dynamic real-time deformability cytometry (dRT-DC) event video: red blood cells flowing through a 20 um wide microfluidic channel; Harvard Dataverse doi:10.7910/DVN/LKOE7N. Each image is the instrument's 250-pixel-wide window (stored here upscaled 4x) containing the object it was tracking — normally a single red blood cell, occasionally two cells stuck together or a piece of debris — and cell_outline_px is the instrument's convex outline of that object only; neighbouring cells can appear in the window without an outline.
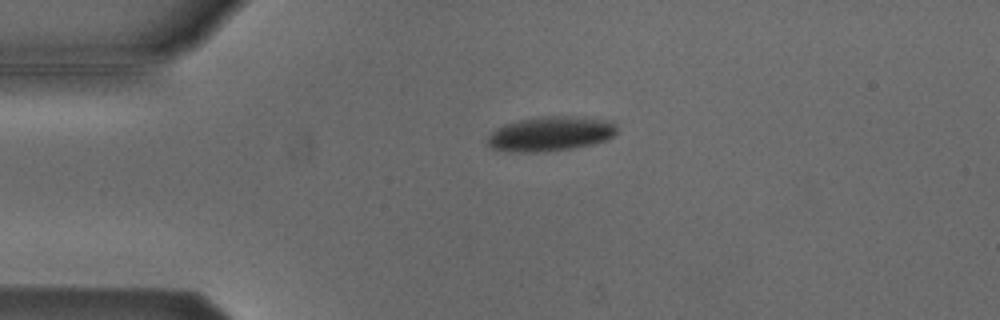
{"species": "Egyptian fruit bat (a non-hibernating species)", "species_latin": "Rousettus aegyptiacus", "temperature_condition": "cold", "stored_images_in_passage": 5, "camera_frame_rate_fps": 3000, "um_per_image_px": 0.085, "animal": {"sex": "male"}, "frame": {"image": 1, "passage_image": 3, "time_ms": 0.667, "image_size_px": [1000, 320], "cell_outline_px": [[616, 132], [612, 136], [604, 140], [572, 148], [536, 152], [512, 152], [492, 148], [488, 144], [488, 136], [496, 128], [504, 124], [520, 120], [540, 116], [576, 116], [612, 120], [616, 124]], "centroid_in_image_um": [46.78, 11.35], "position_along_channel_um": 38.2, "area_um2": 25.95}}
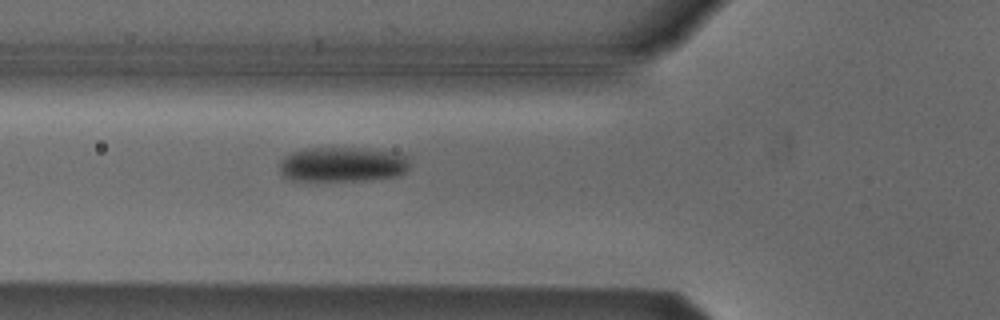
{"frame": {"image": 2, "passage_image": 5, "time_ms": 1.333, "image_size_px": [1000, 320], "cell_outline_px": [[412, 164], [400, 176], [372, 180], [292, 180], [284, 176], [280, 172], [280, 160], [284, 156], [292, 152], [308, 148], [364, 148], [392, 152], [408, 156]], "centroid_in_image_um": [29.16, 13.97], "position_along_channel_um": 96.6, "area_um2": 26.65}}